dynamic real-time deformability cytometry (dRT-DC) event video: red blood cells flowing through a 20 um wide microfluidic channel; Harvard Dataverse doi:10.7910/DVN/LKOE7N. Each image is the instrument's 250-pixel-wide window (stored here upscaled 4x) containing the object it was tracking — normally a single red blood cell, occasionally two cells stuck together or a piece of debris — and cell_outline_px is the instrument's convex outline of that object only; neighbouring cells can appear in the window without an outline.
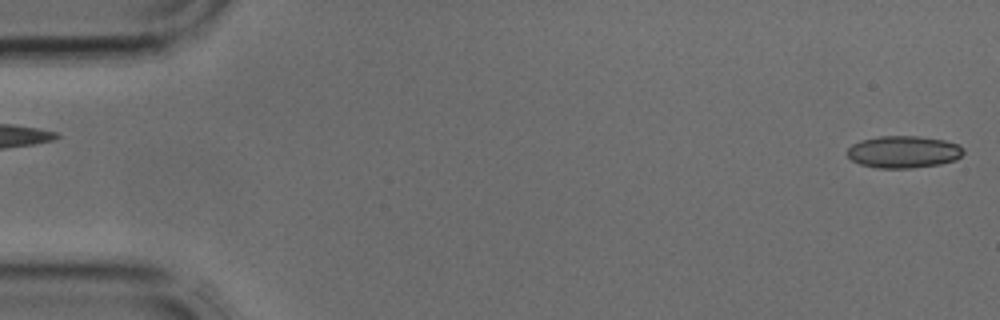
{"species": "common noctule bat (a hibernating species)", "species_latin": "Nyctalus noctula", "temperature_condition": "cold", "stored_images_in_passage": 4, "segment_of_instrument_passage": [2, 2], "camera_frame_rate_fps": 3000, "um_per_image_px": 0.085, "animal": {"sex": "male", "body_mass_g": 17.9, "forearm_length_mm": 54.2}, "frame": {"image": 1, "passage_image": 4, "time_ms": 1.0, "image_size_px": [1000, 320], "cell_outline_px": [[964, 152], [956, 160], [940, 164], [912, 168], [876, 168], [860, 164], [852, 160], [848, 156], [848, 148], [852, 144], [860, 140], [880, 136], [920, 136], [944, 140], [956, 144], [964, 148]], "centroid_in_image_um": [76.8, 12.91], "position_along_channel_um": 8.2, "area_um2": 21.79}}